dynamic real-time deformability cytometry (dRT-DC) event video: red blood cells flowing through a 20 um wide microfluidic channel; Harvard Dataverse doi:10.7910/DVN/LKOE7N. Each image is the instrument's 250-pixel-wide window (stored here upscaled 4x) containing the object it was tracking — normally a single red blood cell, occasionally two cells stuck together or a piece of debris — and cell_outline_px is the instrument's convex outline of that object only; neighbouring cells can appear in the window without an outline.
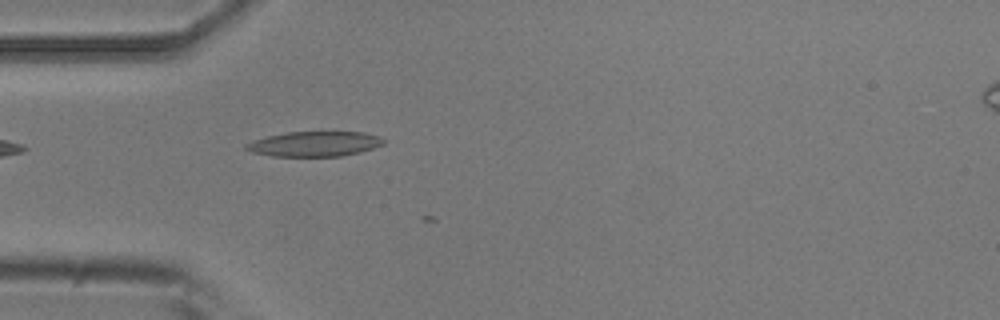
{"species": "common noctule bat (a hibernating species)", "species_latin": "Nyctalus noctula", "temperature_condition": "room temperature", "stored_images_in_passage": 4, "camera_frame_rate_fps": 3000, "um_per_image_px": 0.085, "animal": {"sex": "male", "body_mass_g": 20.5, "forearm_length_mm": 52.5}, "frame": {"image": 1, "passage_image": 1, "time_ms": 0.0, "image_size_px": [1000, 320], "cell_outline_px": [[384, 144], [360, 152], [340, 156], [272, 156], [252, 152], [244, 148], [244, 144], [252, 140], [268, 136], [288, 132], [364, 132], [380, 136], [384, 140]], "centroid_in_image_um": [26.72, 12.23], "position_along_channel_um": 58.3, "area_um2": 20.0}}